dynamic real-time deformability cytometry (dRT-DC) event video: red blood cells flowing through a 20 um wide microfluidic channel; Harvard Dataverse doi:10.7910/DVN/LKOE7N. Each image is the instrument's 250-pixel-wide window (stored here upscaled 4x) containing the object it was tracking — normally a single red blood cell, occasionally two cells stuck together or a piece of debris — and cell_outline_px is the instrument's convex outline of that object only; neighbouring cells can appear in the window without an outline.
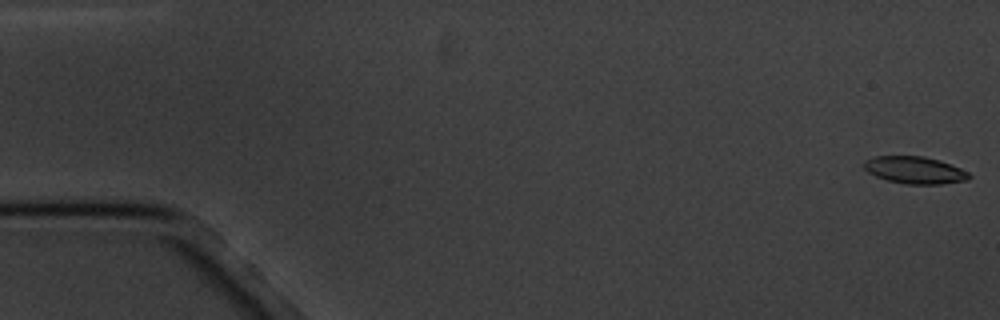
{"species": "common noctule bat (a hibernating species)", "species_latin": "Nyctalus noctula", "temperature_condition": "cold", "stored_images_in_passage": 17, "camera_frame_rate_fps": 3000, "um_per_image_px": 0.085, "animal": {"sex": "male", "body_mass_g": 20.1, "forearm_length_mm": 53.5}, "frame": {"image": 1, "passage_image": 1, "time_ms": 0.0, "image_size_px": [1000, 320], "cell_outline_px": [[972, 176], [968, 180], [940, 184], [904, 184], [888, 180], [876, 176], [868, 172], [864, 168], [864, 160], [876, 156], [924, 156], [940, 160], [960, 168], [968, 172]], "centroid_in_image_um": [77.77, 14.45], "position_along_channel_um": 7.2, "area_um2": 16.65}}
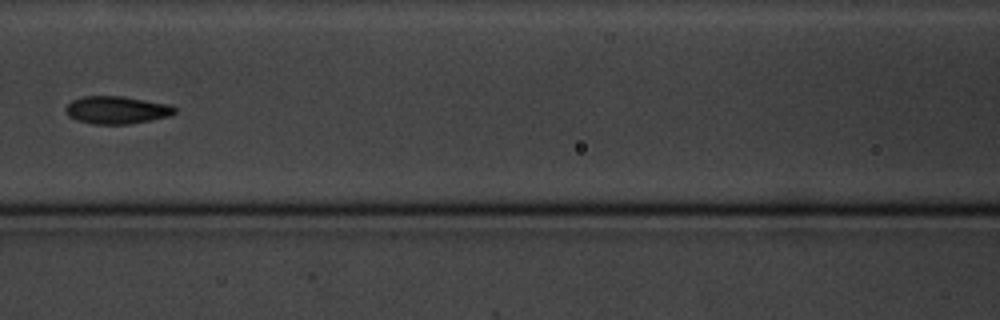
{"frame": {"image": 2, "passage_image": 8, "time_ms": 8.333, "image_size_px": [1000, 320], "cell_outline_px": [[176, 112], [168, 116], [128, 124], [92, 124], [76, 120], [68, 116], [64, 108], [72, 100], [84, 96], [124, 96], [168, 104], [176, 108]], "centroid_in_image_um": [9.88, 9.34], "position_along_channel_um": 156.7, "area_um2": 17.51}}
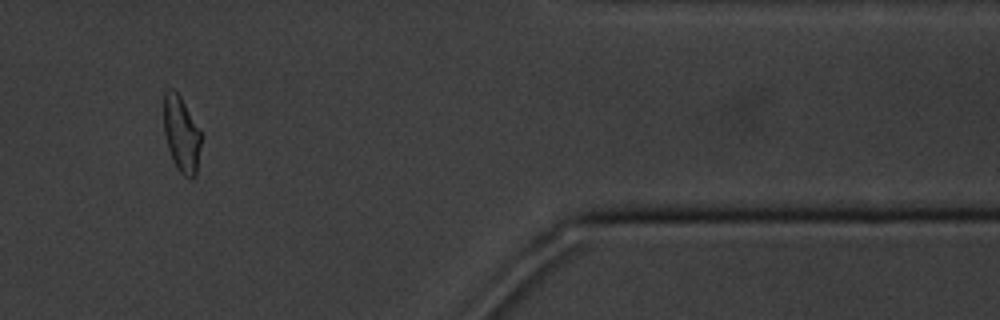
{"frame": {"image": 3, "passage_image": 15, "time_ms": 16.333, "image_size_px": [1000, 320], "cell_outline_px": [[204, 136], [196, 176], [192, 180], [188, 180], [180, 172], [172, 160], [168, 148], [164, 132], [164, 92], [168, 88], [172, 88], [180, 96], [200, 128]], "centroid_in_image_um": [15.47, 11.46], "position_along_channel_um": 395.9, "area_um2": 17.17}, "authors_computed_cell_mechanics": {"area_um2": 17.3978, "velocity_mm_per_s": 3.3902, "shape_relaxation_time_tau1_ms": 4.0706, "shape_relaxation_time_tau2_ms": 1.7442, "deformation_change_tau1": 0.0961, "deformation_change_tau2": 0.0407}}